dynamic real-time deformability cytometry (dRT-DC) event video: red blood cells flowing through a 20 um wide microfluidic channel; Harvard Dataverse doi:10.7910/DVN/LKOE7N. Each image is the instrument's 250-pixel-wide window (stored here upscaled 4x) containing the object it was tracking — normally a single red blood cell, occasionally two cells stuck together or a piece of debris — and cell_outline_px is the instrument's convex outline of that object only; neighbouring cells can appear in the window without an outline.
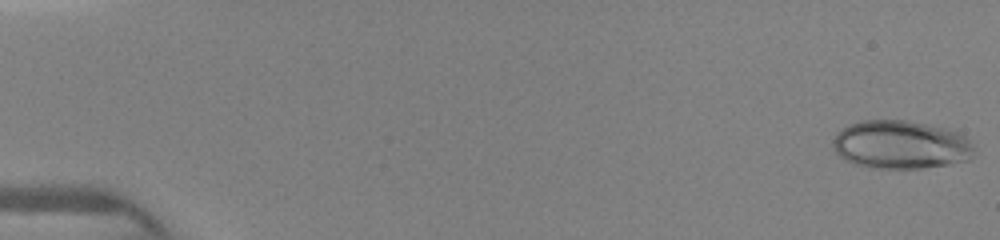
{"species": "human", "species_latin": "Homo sapiens", "temperature_condition": "warm", "stored_images_in_passage": 19, "camera_frame_rate_fps": 3000, "um_per_image_px": 0.085, "donor": {"sex": "female"}, "frame": {"image": 1, "passage_image": 1, "time_ms": 0.0, "image_size_px": [1000, 240], "cell_outline_px": [[972, 156], [968, 160], [948, 164], [920, 168], [876, 168], [856, 164], [844, 160], [832, 148], [832, 140], [844, 128], [852, 124], [864, 120], [904, 120], [924, 124], [956, 132], [964, 136], [972, 144]], "centroid_in_image_um": [76.53, 12.31], "position_along_channel_um": 8.5, "area_um2": 39.13}}
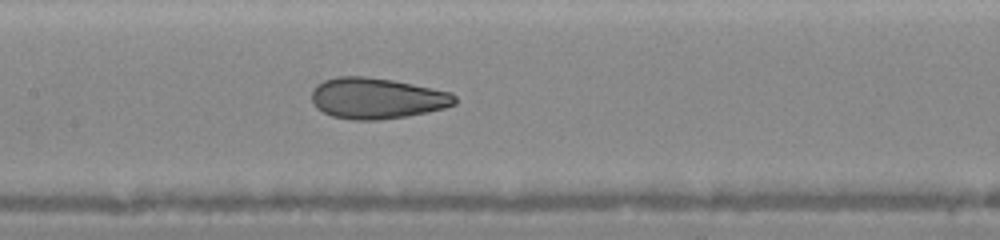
{"frame": {"image": 2, "passage_image": 16, "time_ms": 7.333, "image_size_px": [1000, 240], "cell_outline_px": [[456, 104], [444, 108], [428, 112], [408, 116], [376, 120], [352, 120], [332, 116], [316, 108], [312, 104], [312, 88], [316, 84], [324, 80], [336, 76], [364, 76], [392, 80], [452, 92], [456, 96]], "centroid_in_image_um": [32.01, 8.35], "position_along_channel_um": 175.4, "area_um2": 34.39}}
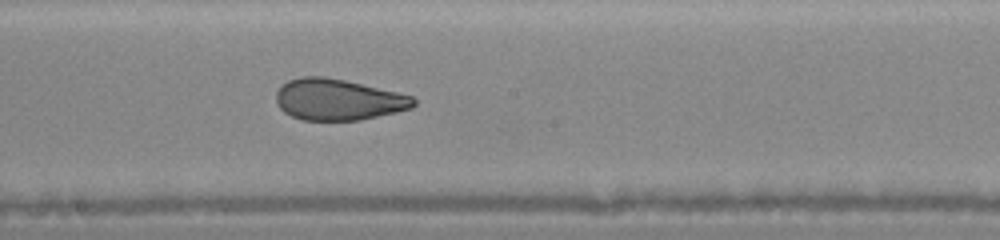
{"frame": {"image": 3, "passage_image": 19, "time_ms": 8.333, "image_size_px": [1000, 240], "cell_outline_px": [[416, 104], [412, 108], [396, 112], [360, 120], [300, 120], [284, 112], [276, 104], [276, 92], [288, 80], [300, 76], [324, 76], [344, 80], [396, 92], [412, 96], [416, 100]], "centroid_in_image_um": [28.72, 8.47], "position_along_channel_um": 219.5, "area_um2": 32.95}}